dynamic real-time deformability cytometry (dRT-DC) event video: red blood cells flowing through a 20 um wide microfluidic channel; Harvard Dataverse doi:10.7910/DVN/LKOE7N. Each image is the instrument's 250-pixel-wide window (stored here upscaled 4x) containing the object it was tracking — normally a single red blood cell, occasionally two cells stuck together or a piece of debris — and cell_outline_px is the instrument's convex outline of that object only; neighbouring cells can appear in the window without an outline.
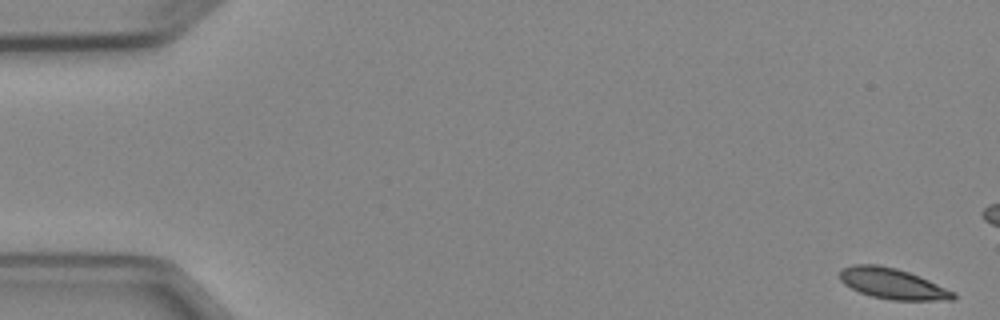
{"species": "Egyptian fruit bat (a non-hibernating species)", "species_latin": "Rousettus aegyptiacus", "temperature_condition": "cold", "stored_images_in_passage": 5, "camera_frame_rate_fps": 3000, "um_per_image_px": 0.085, "animal": {"sex": "female"}, "frame": {"image": 1, "passage_image": 1, "time_ms": 0.0, "image_size_px": [1000, 320], "cell_outline_px": [[956, 296], [952, 300], [892, 300], [872, 296], [860, 292], [844, 284], [840, 280], [840, 268], [852, 264], [876, 264], [896, 268], [920, 276], [956, 292]], "centroid_in_image_um": [75.86, 24.1], "position_along_channel_um": 9.1, "area_um2": 20.35}}